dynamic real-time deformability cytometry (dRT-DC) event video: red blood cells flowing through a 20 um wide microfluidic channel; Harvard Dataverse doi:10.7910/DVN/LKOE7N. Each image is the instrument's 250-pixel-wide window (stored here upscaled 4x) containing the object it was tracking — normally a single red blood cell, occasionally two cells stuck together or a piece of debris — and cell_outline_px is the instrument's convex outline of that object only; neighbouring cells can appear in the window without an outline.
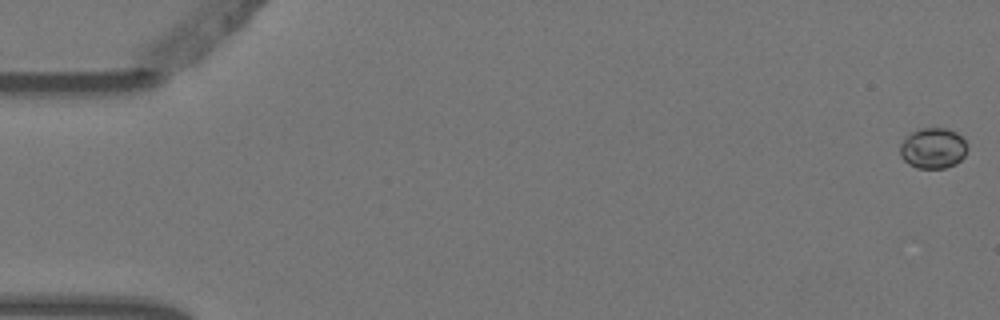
{"species": "Egyptian fruit bat (a non-hibernating species)", "species_latin": "Rousettus aegyptiacus", "temperature_condition": "warm", "stored_images_in_passage": 6, "camera_frame_rate_fps": 3000, "um_per_image_px": 0.085, "animal": {"sex": "female"}, "frame": {"image": 1, "passage_image": 1, "time_ms": 0.0, "image_size_px": [1000, 320], "cell_outline_px": [[968, 148], [964, 156], [956, 164], [944, 168], [916, 168], [908, 164], [900, 156], [900, 144], [912, 132], [920, 128], [948, 128], [956, 132], [968, 144]], "centroid_in_image_um": [79.32, 12.6], "position_along_channel_um": 5.7, "area_um2": 16.01}}
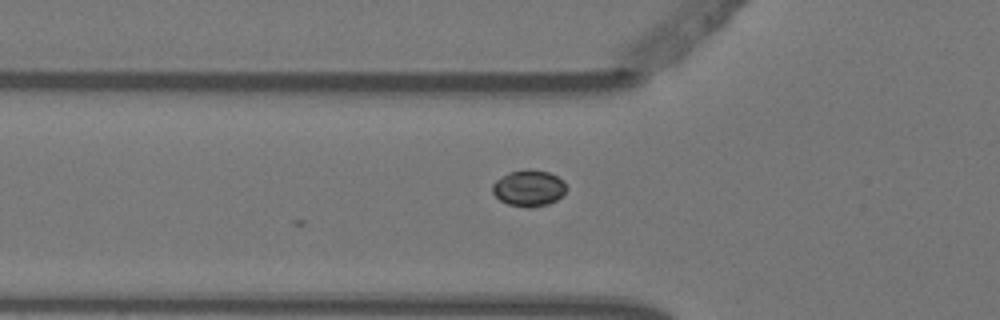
{"frame": {"image": 2, "passage_image": 6, "time_ms": 1.667, "image_size_px": [1000, 320], "cell_outline_px": [[564, 192], [556, 200], [548, 204], [532, 208], [528, 208], [508, 204], [500, 200], [492, 192], [492, 184], [496, 180], [508, 172], [528, 168], [532, 168], [548, 172], [564, 180]], "centroid_in_image_um": [44.91, 15.98], "position_along_channel_um": 80.9, "area_um2": 15.66}}